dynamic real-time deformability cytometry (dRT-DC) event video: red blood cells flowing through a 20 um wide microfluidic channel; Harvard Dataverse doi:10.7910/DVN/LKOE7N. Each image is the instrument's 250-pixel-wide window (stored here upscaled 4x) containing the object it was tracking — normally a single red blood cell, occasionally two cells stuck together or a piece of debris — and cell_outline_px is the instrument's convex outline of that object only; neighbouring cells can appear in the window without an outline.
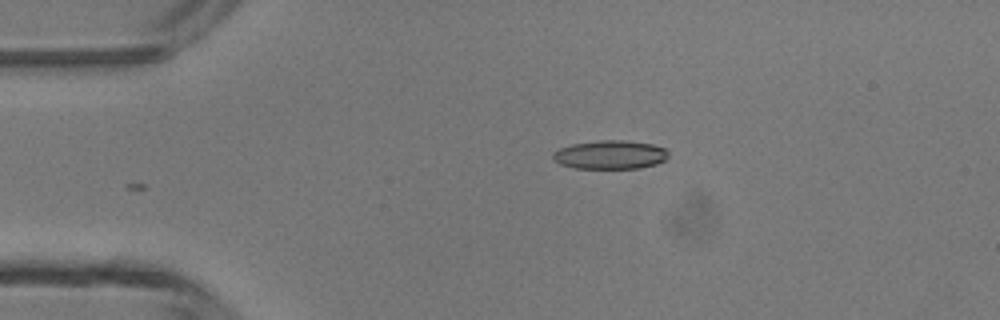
{"species": "common noctule bat (a hibernating species)", "species_latin": "Nyctalus noctula", "temperature_condition": "room temperature", "stored_images_in_passage": 34, "camera_frame_rate_fps": 3000, "um_per_image_px": 0.085, "animal": {"sex": "male", "body_mass_g": 13.3}, "frame": {"image": 1, "passage_image": 1, "time_ms": 0.0, "image_size_px": [1000, 320], "cell_outline_px": [[668, 156], [664, 160], [656, 164], [640, 168], [572, 168], [560, 164], [552, 156], [552, 152], [560, 148], [572, 144], [600, 140], [624, 140], [652, 144], [664, 148], [668, 152]], "centroid_in_image_um": [51.86, 13.15], "position_along_channel_um": 33.1, "area_um2": 19.25}}
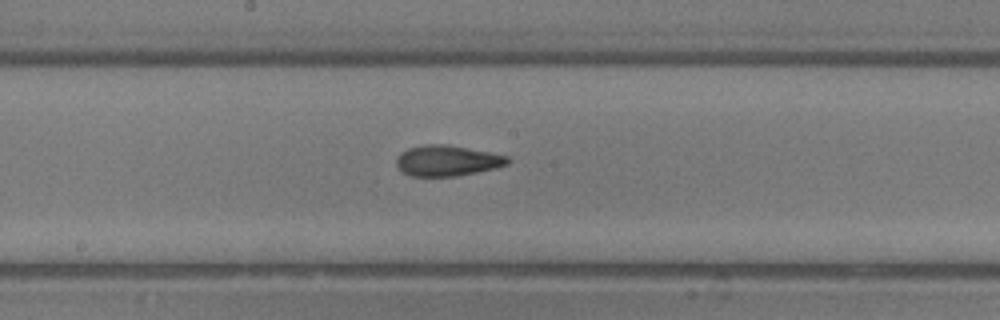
{"frame": {"image": 2, "passage_image": 16, "time_ms": 5.0, "image_size_px": [1000, 320], "cell_outline_px": [[512, 160], [508, 164], [496, 168], [456, 176], [412, 176], [396, 168], [396, 160], [400, 152], [408, 148], [424, 144], [448, 144], [508, 156]], "centroid_in_image_um": [38.0, 13.65], "position_along_channel_um": 210.2, "area_um2": 20.0}}
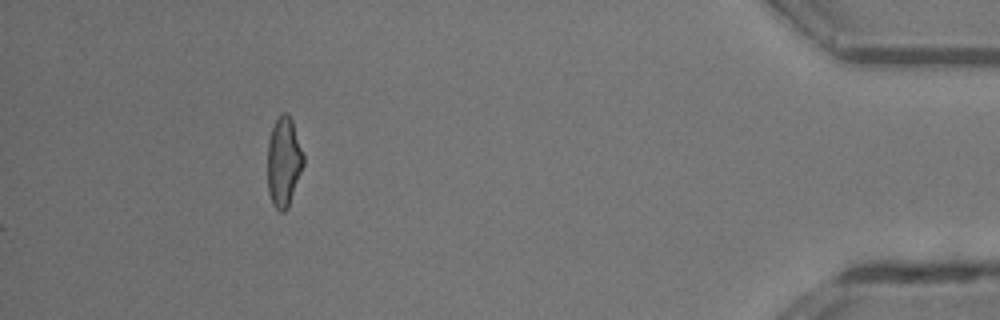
{"frame": {"image": 3, "passage_image": 34, "time_ms": 11.0, "image_size_px": [1000, 320], "cell_outline_px": [[304, 164], [288, 208], [284, 212], [280, 212], [272, 204], [268, 192], [268, 140], [272, 128], [280, 112], [288, 112], [292, 120], [304, 156]], "centroid_in_image_um": [24.12, 13.75], "position_along_channel_um": 411.1, "area_um2": 18.84}, "authors_computed_cell_mechanics": {"area_um2": 19.4497, "velocity_mm_per_s": 4.4052, "shape_relaxation_time_tau1_ms": null, "shape_relaxation_time_tau2_ms": 1.6378, "deformation_change_tau1": null, "deformation_change_tau2": 0.0998}}